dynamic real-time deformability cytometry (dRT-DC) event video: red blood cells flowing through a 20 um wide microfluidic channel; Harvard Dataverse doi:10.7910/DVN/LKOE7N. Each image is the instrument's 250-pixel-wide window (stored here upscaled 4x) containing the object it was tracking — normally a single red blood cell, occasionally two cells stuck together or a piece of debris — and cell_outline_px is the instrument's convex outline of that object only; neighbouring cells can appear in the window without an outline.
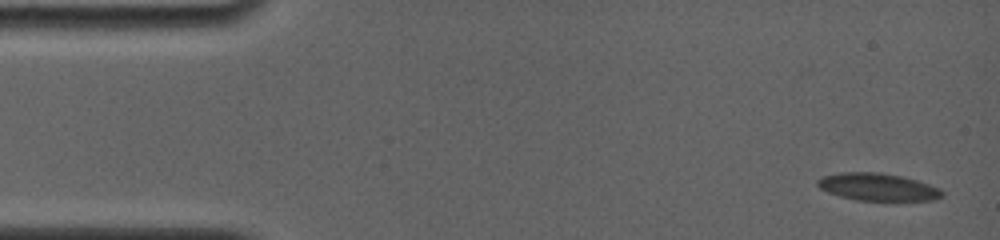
{"species": "common noctule bat (a hibernating species)", "species_latin": "Nyctalus noctula", "temperature_condition": "room temperature", "stored_images_in_passage": 6, "camera_frame_rate_fps": 4000, "um_per_image_px": 0.085, "animal": {"sex": "female", "body_mass_g": 19.0, "forearm_length_mm": 56.7}, "frame": {"image": 1, "passage_image": 1, "time_ms": 0.0, "image_size_px": [1000, 240], "cell_outline_px": [[944, 196], [932, 200], [856, 200], [840, 196], [828, 192], [820, 188], [816, 184], [816, 180], [824, 176], [840, 172], [880, 172], [900, 176], [916, 180], [940, 188], [944, 192]], "centroid_in_image_um": [74.6, 15.89], "position_along_channel_um": 10.4, "area_um2": 19.83}}
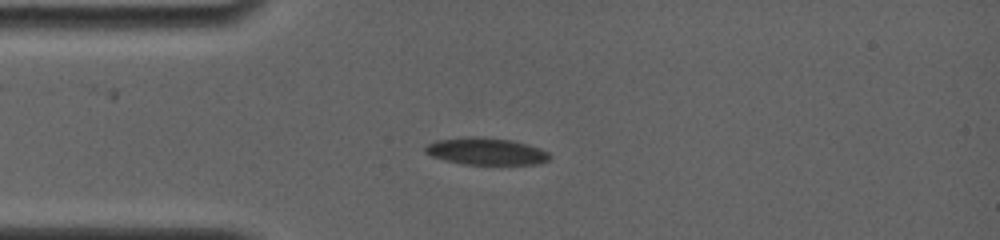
{"frame": {"image": 2, "passage_image": 5, "time_ms": 3.75, "image_size_px": [1000, 240], "cell_outline_px": [[552, 156], [548, 160], [536, 164], [460, 164], [444, 160], [432, 156], [424, 152], [424, 148], [428, 144], [436, 140], [468, 136], [480, 136], [512, 140], [528, 144], [540, 148], [548, 152]], "centroid_in_image_um": [41.31, 12.85], "position_along_channel_um": 43.7, "area_um2": 19.77}}